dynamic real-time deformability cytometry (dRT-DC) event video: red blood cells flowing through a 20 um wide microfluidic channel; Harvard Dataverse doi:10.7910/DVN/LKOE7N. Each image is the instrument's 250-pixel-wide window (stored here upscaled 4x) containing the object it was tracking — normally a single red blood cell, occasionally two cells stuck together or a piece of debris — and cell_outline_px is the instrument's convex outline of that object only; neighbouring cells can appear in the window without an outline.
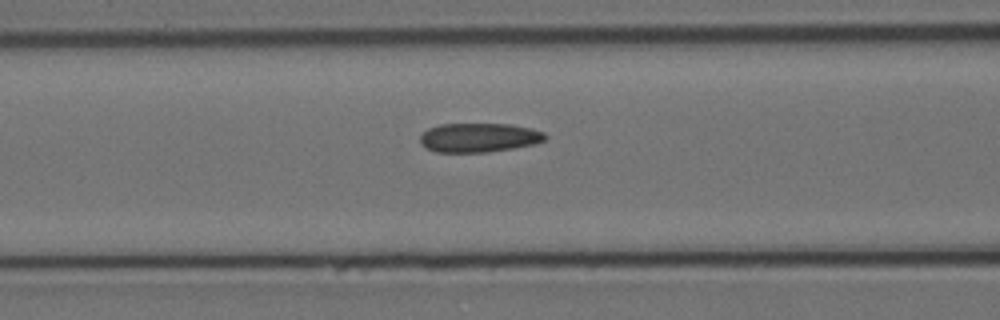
{"species": "Egyptian fruit bat (a non-hibernating species)", "species_latin": "Rousettus aegyptiacus", "temperature_condition": "cold", "stored_images_in_passage": 6, "camera_frame_rate_fps": 3000, "um_per_image_px": 0.085, "animal": {"sex": "female"}, "frame": {"image": 1, "passage_image": 6, "time_ms": 1.667, "image_size_px": [1000, 320], "cell_outline_px": [[548, 136], [544, 140], [532, 144], [512, 148], [488, 152], [436, 152], [424, 148], [420, 144], [420, 136], [428, 128], [440, 124], [508, 124], [528, 128], [544, 132]], "centroid_in_image_um": [40.65, 11.7], "position_along_channel_um": 125.9, "area_um2": 21.15}}